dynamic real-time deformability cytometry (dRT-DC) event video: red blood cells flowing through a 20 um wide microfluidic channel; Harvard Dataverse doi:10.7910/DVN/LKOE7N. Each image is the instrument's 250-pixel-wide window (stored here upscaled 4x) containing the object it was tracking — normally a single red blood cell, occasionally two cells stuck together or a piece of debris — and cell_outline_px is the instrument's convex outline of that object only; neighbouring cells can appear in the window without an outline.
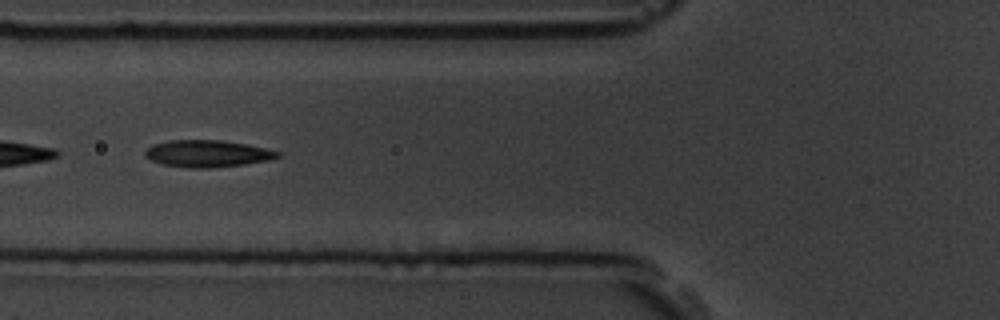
{"species": "common noctule bat (a hibernating species)", "species_latin": "Nyctalus noctula", "temperature_condition": "room temperature", "stored_images_in_passage": 10, "camera_frame_rate_fps": 3000, "um_per_image_px": 0.085, "animal": {"sex": "male", "body_mass_g": 19.5, "forearm_length_mm": 54.6}, "frame": {"image": 1, "passage_image": 7, "time_ms": 8.0, "image_size_px": [1000, 320], "cell_outline_px": [[280, 156], [272, 160], [244, 164], [212, 168], [188, 168], [164, 164], [152, 160], [144, 156], [144, 152], [152, 144], [168, 140], [220, 140], [248, 144], [268, 148], [280, 152]], "centroid_in_image_um": [17.66, 13.05], "position_along_channel_um": 108.1, "area_um2": 20.98}}
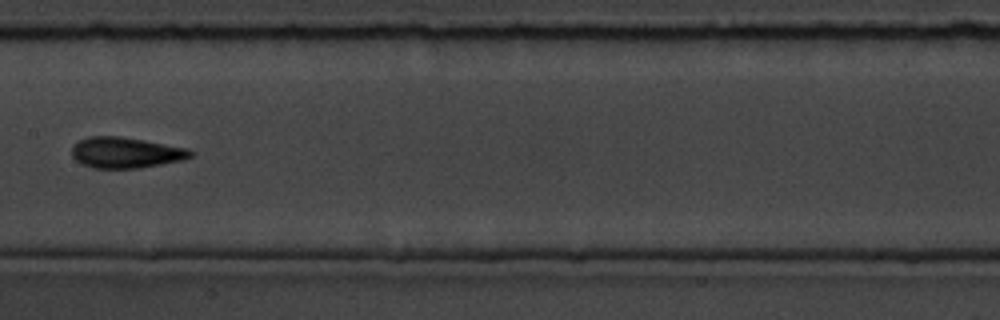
{"frame": {"image": 2, "passage_image": 9, "time_ms": 10.333, "image_size_px": [1000, 320], "cell_outline_px": [[196, 152], [192, 156], [184, 160], [140, 168], [92, 168], [80, 164], [72, 156], [72, 148], [80, 140], [88, 136], [120, 136], [144, 140], [188, 148]], "centroid_in_image_um": [10.72, 12.98], "position_along_channel_um": 196.7, "area_um2": 21.5}}